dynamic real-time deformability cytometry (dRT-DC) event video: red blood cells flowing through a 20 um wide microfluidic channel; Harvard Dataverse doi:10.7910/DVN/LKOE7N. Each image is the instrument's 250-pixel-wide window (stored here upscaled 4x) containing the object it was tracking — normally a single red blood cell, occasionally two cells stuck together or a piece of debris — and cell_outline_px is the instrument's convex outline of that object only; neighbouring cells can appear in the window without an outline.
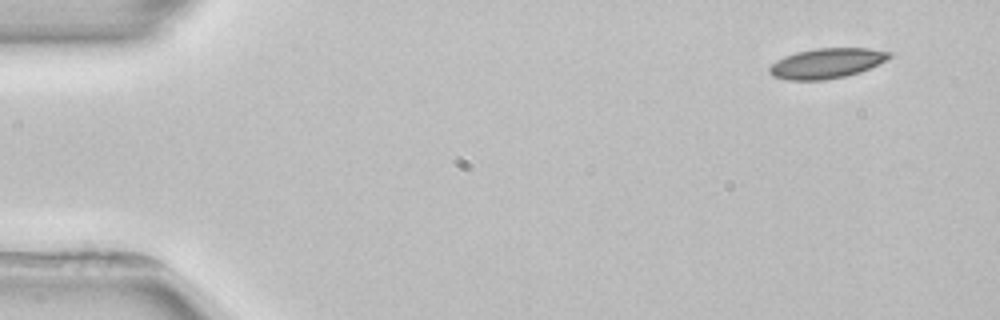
{"species": "common noctule bat (a hibernating species)", "species_latin": "Nyctalus noctula", "temperature_condition": "room temperature", "stored_images_in_passage": 3, "camera_frame_rate_fps": 3000, "um_per_image_px": 0.085, "animal": {"sex": "female", "body_mass_g": 22.7, "forearm_length_mm": 54.2}, "frame": {"image": 1, "passage_image": 1, "time_ms": 0.0, "image_size_px": [1000, 320], "cell_outline_px": [[892, 56], [888, 60], [860, 72], [844, 76], [824, 80], [788, 80], [772, 76], [768, 72], [768, 68], [776, 60], [784, 56], [796, 52], [816, 48], [868, 48], [892, 52]], "centroid_in_image_um": [70.27, 5.37], "position_along_channel_um": 14.7, "area_um2": 21.15}}